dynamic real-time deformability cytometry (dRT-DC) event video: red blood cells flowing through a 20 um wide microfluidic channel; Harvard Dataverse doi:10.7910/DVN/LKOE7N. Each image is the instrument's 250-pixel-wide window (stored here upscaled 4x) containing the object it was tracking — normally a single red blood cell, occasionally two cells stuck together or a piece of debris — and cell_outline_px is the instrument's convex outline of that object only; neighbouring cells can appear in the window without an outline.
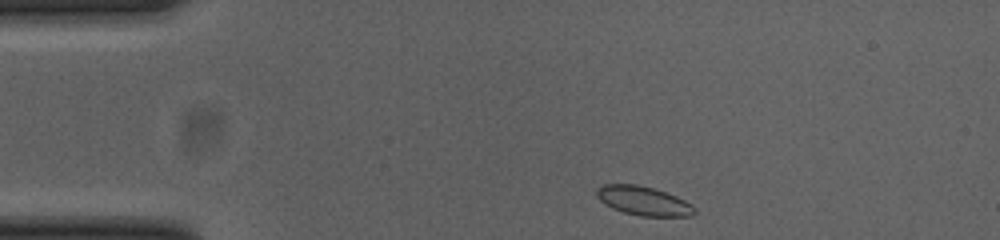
{"species": "common noctule bat (a hibernating species)", "species_latin": "Nyctalus noctula", "temperature_condition": "cold", "stored_images_in_passage": 44, "camera_frame_rate_fps": 3000, "um_per_image_px": 0.085, "animal": {"sex": "female", "body_mass_g": 23.0, "forearm_length_mm": 53.4}, "frame": {"image": 1, "passage_image": 1, "time_ms": 0.0, "image_size_px": [1000, 240], "cell_outline_px": [[696, 212], [692, 216], [640, 216], [624, 212], [612, 208], [604, 204], [596, 196], [596, 188], [604, 184], [636, 184], [652, 188], [676, 196], [692, 204], [696, 208]], "centroid_in_image_um": [54.69, 17.07], "position_along_channel_um": 30.3, "area_um2": 16.59}}
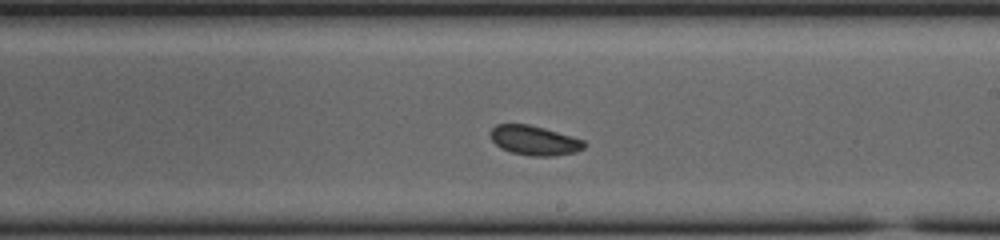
{"frame": {"image": 2, "passage_image": 22, "time_ms": 7.0, "image_size_px": [1000, 240], "cell_outline_px": [[588, 144], [584, 148], [576, 152], [552, 156], [532, 156], [512, 152], [500, 148], [492, 140], [492, 128], [496, 124], [528, 124], [544, 128], [584, 140]], "centroid_in_image_um": [45.45, 11.94], "position_along_channel_um": 243.5, "area_um2": 16.01}}
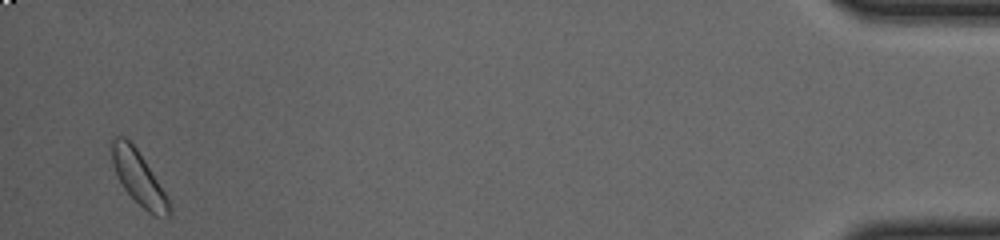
{"frame": {"image": 3, "passage_image": 43, "time_ms": 14.0, "image_size_px": [1000, 240], "cell_outline_px": [[172, 216], [168, 220], [152, 216], [124, 188], [116, 172], [112, 160], [112, 140], [116, 136], [124, 136], [136, 148], [144, 160], [164, 192], [172, 208]], "centroid_in_image_um": [11.84, 15.2], "position_along_channel_um": 423.4, "area_um2": 17.51}, "authors_computed_cell_mechanics": {"area_um2": 16.473, "velocity_mm_per_s": 3.7975, "shape_relaxation_time_tau1_ms": 6.3565, "shape_relaxation_time_tau2_ms": null, "deformation_change_tau1": 0.109, "deformation_change_tau2": null}}